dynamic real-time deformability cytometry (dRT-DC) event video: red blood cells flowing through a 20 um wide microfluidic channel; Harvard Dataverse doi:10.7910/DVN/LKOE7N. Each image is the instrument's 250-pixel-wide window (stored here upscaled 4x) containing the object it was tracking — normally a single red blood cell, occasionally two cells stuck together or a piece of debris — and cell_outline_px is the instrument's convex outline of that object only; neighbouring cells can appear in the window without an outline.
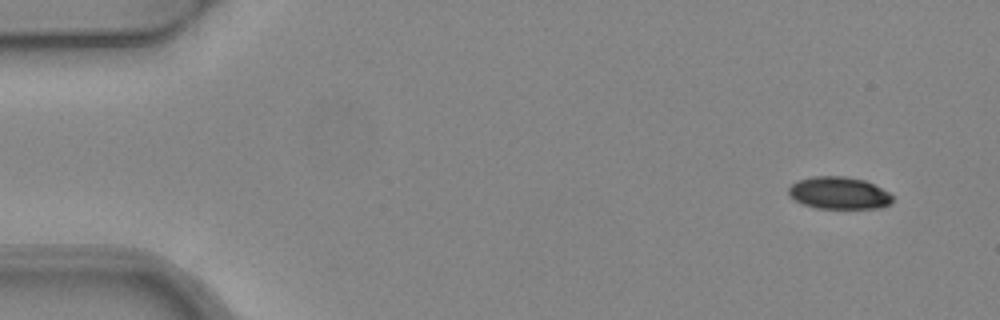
{"species": "common noctule bat (a hibernating species)", "species_latin": "Nyctalus noctula", "temperature_condition": "warm", "stored_images_in_passage": 4, "camera_frame_rate_fps": 3000, "um_per_image_px": 0.085, "animal": {"sex": "female", "body_mass_g": 24.6, "forearm_length_mm": 56.2}, "frame": {"image": 1, "passage_image": 1, "time_ms": 0.0, "image_size_px": [1000, 320], "cell_outline_px": [[892, 200], [888, 204], [880, 208], [816, 208], [792, 200], [788, 196], [788, 188], [792, 184], [800, 180], [812, 176], [844, 176], [864, 180], [888, 192], [892, 196]], "centroid_in_image_um": [71.25, 16.41], "position_along_channel_um": 13.7, "area_um2": 19.42}}
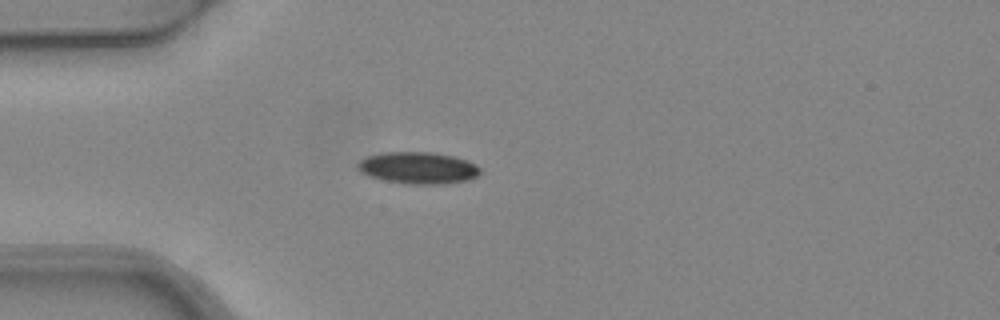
{"frame": {"image": 2, "passage_image": 4, "time_ms": 1.0, "image_size_px": [1000, 320], "cell_outline_px": [[480, 172], [476, 176], [468, 180], [444, 184], [408, 184], [384, 180], [368, 176], [360, 172], [356, 168], [356, 164], [360, 160], [368, 156], [384, 152], [432, 152], [452, 156], [468, 160], [480, 168]], "centroid_in_image_um": [35.51, 14.27], "position_along_channel_um": 49.5, "area_um2": 22.77}}